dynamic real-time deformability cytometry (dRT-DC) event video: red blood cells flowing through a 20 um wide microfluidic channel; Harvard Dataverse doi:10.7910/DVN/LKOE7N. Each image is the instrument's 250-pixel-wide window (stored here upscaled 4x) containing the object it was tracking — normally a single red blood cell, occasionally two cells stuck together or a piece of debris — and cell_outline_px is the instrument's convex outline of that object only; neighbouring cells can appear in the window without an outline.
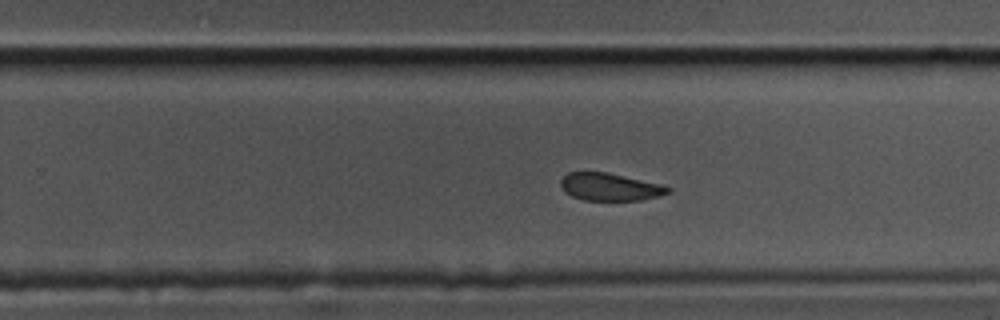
{"species": "common noctule bat (a hibernating species)", "species_latin": "Nyctalus noctula", "temperature_condition": "cold", "stored_images_in_passage": 57, "camera_frame_rate_fps": 3000, "um_per_image_px": 0.085, "animal": {"sex": "male", "body_mass_g": 17.5, "forearm_length_mm": 52.3}, "frame": {"image": 1, "passage_image": 35, "time_ms": 11.333, "image_size_px": [1000, 320], "cell_outline_px": [[672, 192], [660, 196], [640, 200], [584, 200], [572, 196], [564, 192], [560, 184], [560, 180], [568, 172], [608, 172], [664, 184], [672, 188]], "centroid_in_image_um": [51.9, 15.88], "position_along_channel_um": 277.9, "area_um2": 17.51}}
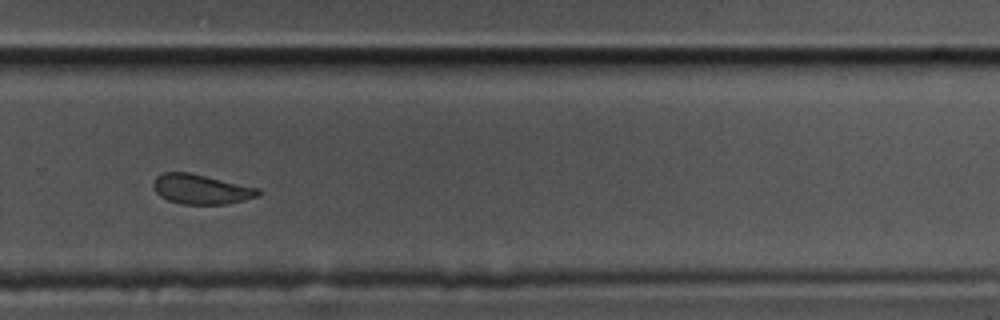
{"frame": {"image": 2, "passage_image": 38, "time_ms": 12.333, "image_size_px": [1000, 320], "cell_outline_px": [[260, 196], [244, 200], [224, 204], [180, 204], [168, 200], [160, 196], [152, 188], [152, 184], [156, 176], [164, 172], [188, 172], [260, 188]], "centroid_in_image_um": [17.08, 16.08], "position_along_channel_um": 312.7, "area_um2": 18.26}}
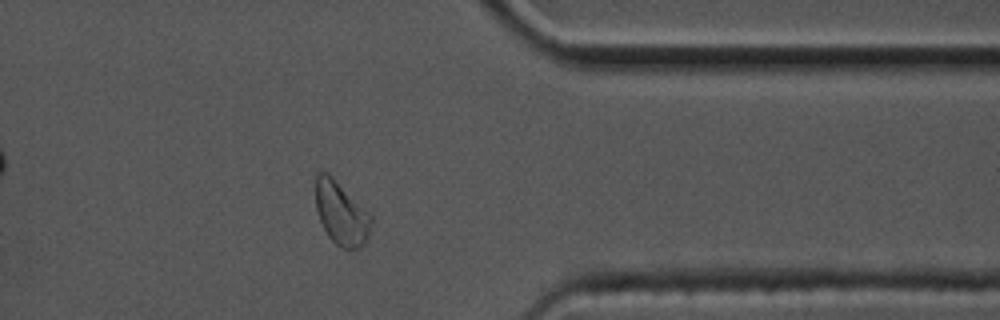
{"frame": {"image": 3, "passage_image": 45, "time_ms": 14.667, "image_size_px": [1000, 320], "cell_outline_px": [[372, 224], [368, 236], [364, 244], [360, 248], [340, 248], [328, 236], [320, 220], [316, 208], [316, 172], [328, 172], [372, 216]], "centroid_in_image_um": [29.0, 18.14], "position_along_channel_um": 382.4, "area_um2": 20.29}, "authors_computed_cell_mechanics": {"area_um2": 19.2474, "velocity_mm_per_s": 3.4728, "shape_relaxation_time_tau1_ms": 3.4866, "shape_relaxation_time_tau2_ms": 2.1954, "deformation_change_tau1": 0.0984, "deformation_change_tau2": 0.0712}}